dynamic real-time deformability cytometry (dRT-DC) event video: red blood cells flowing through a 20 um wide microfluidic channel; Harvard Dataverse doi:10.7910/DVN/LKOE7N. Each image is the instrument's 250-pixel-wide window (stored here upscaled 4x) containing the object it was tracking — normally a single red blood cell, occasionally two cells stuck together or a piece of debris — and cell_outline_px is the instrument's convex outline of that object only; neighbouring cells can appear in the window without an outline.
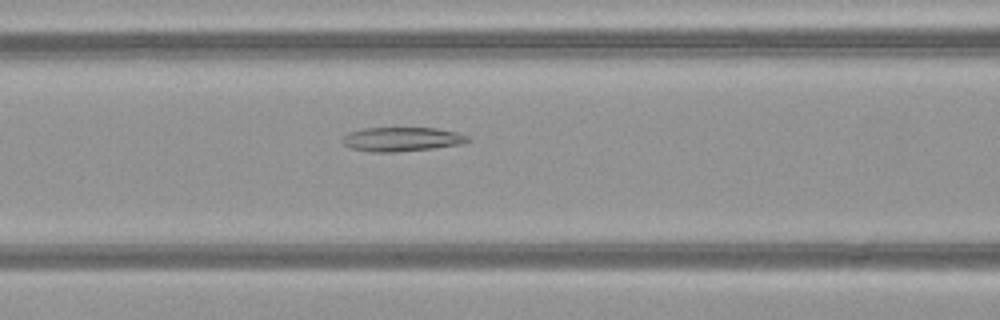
{"species": "common noctule bat (a hibernating species)", "species_latin": "Nyctalus noctula", "temperature_condition": "warm", "stored_images_in_passage": 51, "camera_frame_rate_fps": 3000, "um_per_image_px": 0.085, "animal": {"sex": "female", "body_mass_g": 21.9}, "frame": {"image": 1, "passage_image": 22, "time_ms": 7.0, "image_size_px": [1000, 320], "cell_outline_px": [[472, 140], [460, 144], [432, 148], [396, 152], [372, 152], [348, 148], [340, 140], [348, 132], [364, 128], [436, 128], [456, 132], [468, 136]], "centroid_in_image_um": [34.11, 11.83], "position_along_channel_um": 132.5, "area_um2": 17.69}}
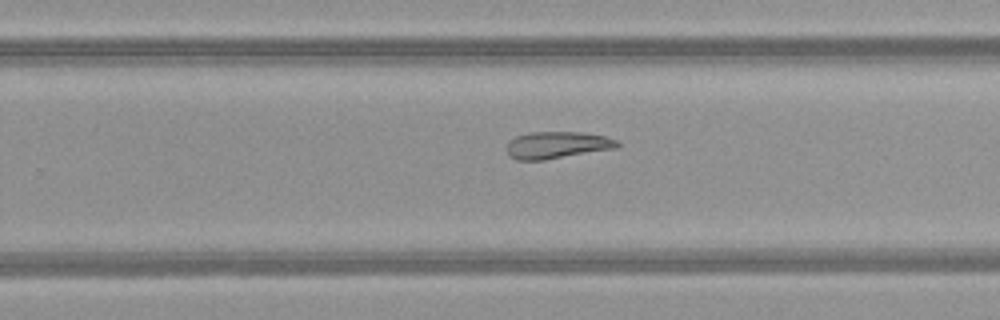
{"frame": {"image": 2, "passage_image": 33, "time_ms": 10.667, "image_size_px": [1000, 320], "cell_outline_px": [[620, 148], [544, 160], [516, 160], [508, 156], [508, 140], [516, 136], [528, 132], [584, 132], [604, 136], [616, 140], [620, 144]], "centroid_in_image_um": [47.37, 12.33], "position_along_channel_um": 282.4, "area_um2": 17.63}}
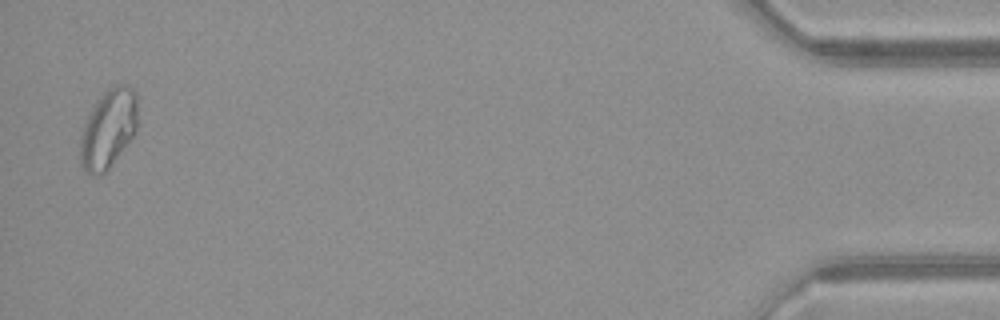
{"frame": {"image": 3, "passage_image": 50, "time_ms": 16.333, "image_size_px": [1000, 320], "cell_outline_px": [[136, 132], [108, 168], [100, 176], [92, 176], [84, 172], [80, 164], [80, 132], [92, 108], [104, 92], [116, 84], [124, 84], [132, 88], [136, 92]], "centroid_in_image_um": [9.17, 10.98], "position_along_channel_um": 426.0, "area_um2": 26.24}}